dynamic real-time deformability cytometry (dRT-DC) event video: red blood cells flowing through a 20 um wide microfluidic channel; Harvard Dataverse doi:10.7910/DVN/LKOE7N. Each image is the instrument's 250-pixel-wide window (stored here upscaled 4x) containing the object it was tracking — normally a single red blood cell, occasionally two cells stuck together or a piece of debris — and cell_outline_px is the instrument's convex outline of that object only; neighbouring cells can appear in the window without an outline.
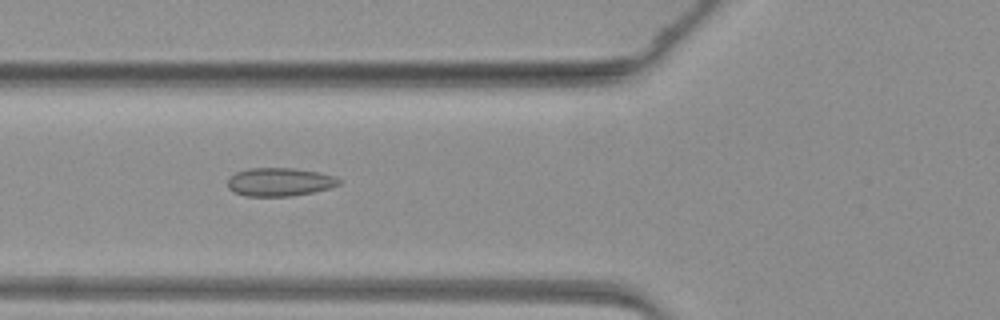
{"species": "common noctule bat (a hibernating species)", "species_latin": "Nyctalus noctula", "temperature_condition": "warm", "stored_images_in_passage": 49, "camera_frame_rate_fps": 3000, "um_per_image_px": 0.085, "animal": {"sex": "female", "body_mass_g": 19.3, "forearm_length_mm": 54.1}, "frame": {"image": 1, "passage_image": 19, "time_ms": 6.0, "image_size_px": [1000, 320], "cell_outline_px": [[340, 184], [328, 188], [312, 192], [292, 196], [244, 196], [228, 188], [228, 180], [236, 172], [248, 168], [292, 168], [320, 172], [336, 176], [340, 180]], "centroid_in_image_um": [23.78, 15.46], "position_along_channel_um": 102.0, "area_um2": 18.32}}
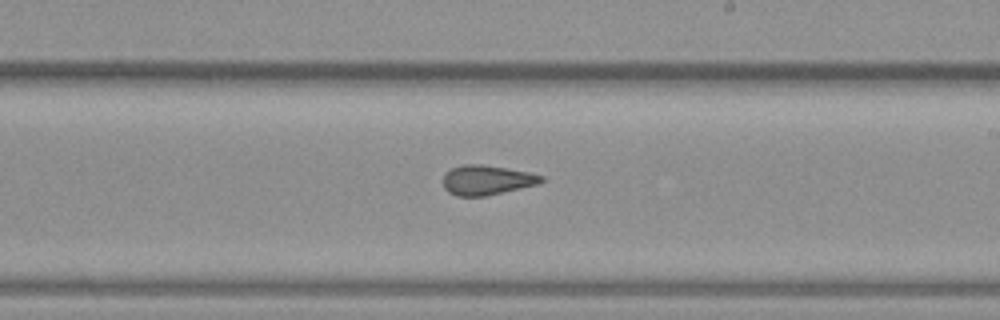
{"frame": {"image": 2, "passage_image": 29, "time_ms": 9.333, "image_size_px": [1000, 320], "cell_outline_px": [[544, 180], [536, 184], [520, 188], [484, 196], [456, 196], [448, 192], [444, 188], [444, 172], [452, 168], [464, 164], [480, 164], [528, 172], [544, 176]], "centroid_in_image_um": [41.33, 15.3], "position_along_channel_um": 247.7, "area_um2": 16.76}}
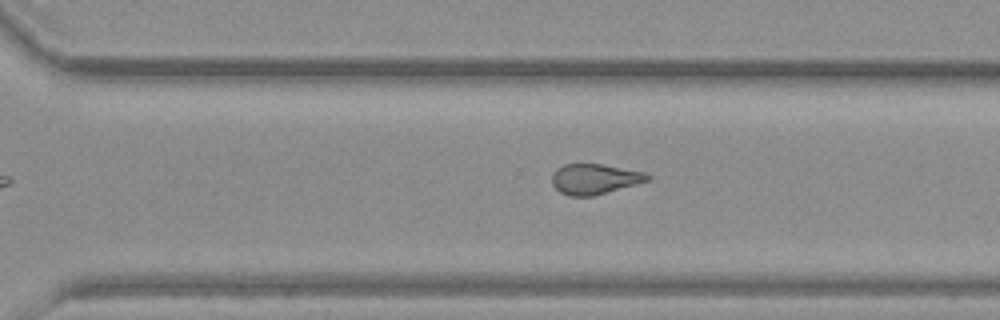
{"frame": {"image": 3, "passage_image": 34, "time_ms": 11.0, "image_size_px": [1000, 320], "cell_outline_px": [[652, 176], [648, 180], [636, 184], [592, 196], [568, 196], [560, 192], [552, 184], [552, 172], [556, 168], [564, 164], [600, 164], [644, 172]], "centroid_in_image_um": [50.5, 15.21], "position_along_channel_um": 320.1, "area_um2": 16.76}}